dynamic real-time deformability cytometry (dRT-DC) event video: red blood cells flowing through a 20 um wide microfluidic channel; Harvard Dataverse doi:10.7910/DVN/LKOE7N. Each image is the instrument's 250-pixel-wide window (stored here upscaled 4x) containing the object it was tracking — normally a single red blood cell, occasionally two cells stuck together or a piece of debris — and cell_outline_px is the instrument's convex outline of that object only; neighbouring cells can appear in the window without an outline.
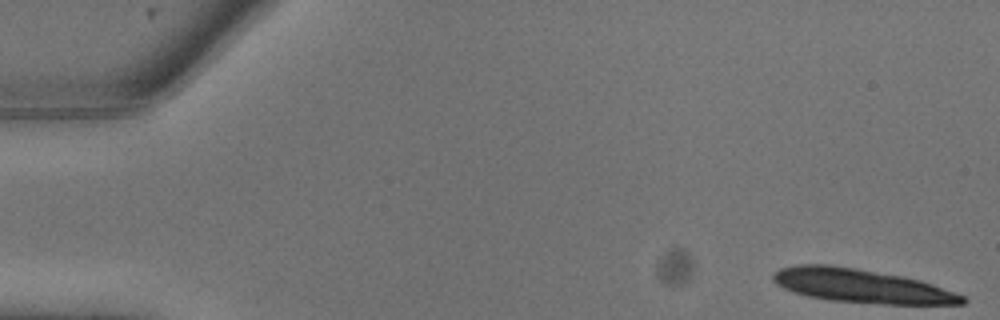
{"species": "common noctule bat (a hibernating species)", "species_latin": "Nyctalus noctula", "temperature_condition": "warm", "stored_images_in_passage": 18, "camera_frame_rate_fps": 3000, "um_per_image_px": 0.085, "animal": {"sex": "male", "body_mass_g": 13.3}, "frame": {"image": 1, "passage_image": 1, "time_ms": 0.0, "image_size_px": [1000, 320], "cell_outline_px": [[968, 300], [964, 304], [884, 304], [828, 300], [808, 296], [792, 292], [776, 284], [772, 280], [772, 272], [780, 268], [796, 264], [828, 264], [856, 268], [900, 276], [920, 280], [956, 292], [964, 296]], "centroid_in_image_um": [73.18, 24.3], "position_along_channel_um": 11.8, "area_um2": 37.28}}
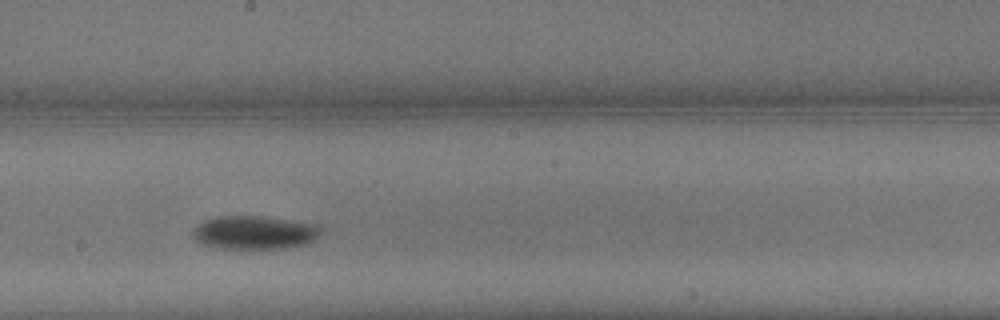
{"frame": {"image": 2, "passage_image": 14, "time_ms": 4.333, "image_size_px": [1000, 320], "cell_outline_px": [[320, 232], [312, 240], [304, 244], [280, 248], [228, 248], [204, 244], [196, 240], [192, 232], [192, 228], [204, 220], [220, 216], [260, 216], [292, 220], [316, 224], [320, 228]], "centroid_in_image_um": [21.6, 19.74], "position_along_channel_um": 226.6, "area_um2": 24.45}}
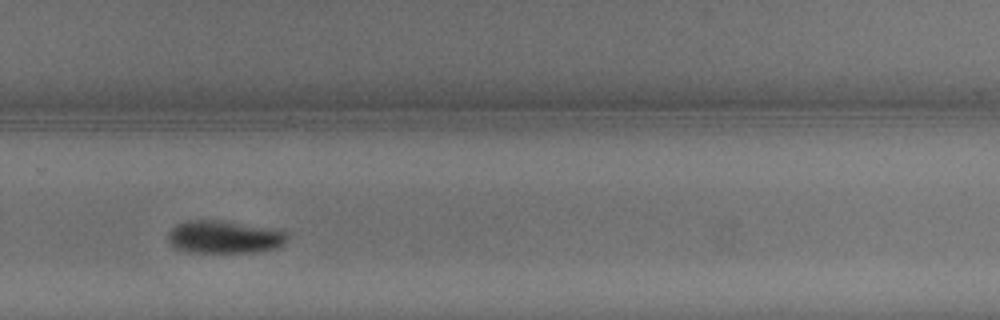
{"frame": {"image": 3, "passage_image": 17, "time_ms": 5.333, "image_size_px": [1000, 320], "cell_outline_px": [[288, 240], [276, 248], [256, 252], [188, 252], [176, 248], [168, 240], [168, 232], [176, 224], [188, 220], [220, 220], [284, 228], [288, 232]], "centroid_in_image_um": [19.15, 20.12], "position_along_channel_um": 310.6, "area_um2": 23.35}}